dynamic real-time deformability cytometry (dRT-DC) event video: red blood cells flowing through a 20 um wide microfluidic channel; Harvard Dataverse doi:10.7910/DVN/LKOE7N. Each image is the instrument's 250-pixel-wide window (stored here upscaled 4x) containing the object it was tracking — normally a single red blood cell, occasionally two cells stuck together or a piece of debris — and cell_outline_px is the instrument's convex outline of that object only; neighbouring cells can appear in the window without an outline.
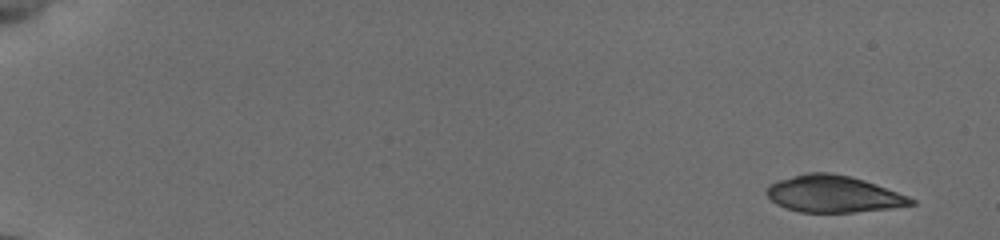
{"species": "common noctule bat (a hibernating species)", "species_latin": "Nyctalus noctula", "temperature_condition": "cold", "stored_images_in_passage": 13, "camera_frame_rate_fps": 3000, "um_per_image_px": 0.085, "animal": {"sex": "female", "body_mass_g": 19.5, "forearm_length_mm": 54.1}, "frame": {"image": 1, "passage_image": 1, "time_ms": 0.0, "image_size_px": [1000, 240], "cell_outline_px": [[916, 204], [892, 208], [852, 212], [800, 212], [776, 204], [764, 192], [768, 184], [780, 180], [808, 172], [832, 172], [864, 180], [876, 184], [908, 196], [916, 200]], "centroid_in_image_um": [70.84, 16.49], "position_along_channel_um": 14.2, "area_um2": 30.81}}